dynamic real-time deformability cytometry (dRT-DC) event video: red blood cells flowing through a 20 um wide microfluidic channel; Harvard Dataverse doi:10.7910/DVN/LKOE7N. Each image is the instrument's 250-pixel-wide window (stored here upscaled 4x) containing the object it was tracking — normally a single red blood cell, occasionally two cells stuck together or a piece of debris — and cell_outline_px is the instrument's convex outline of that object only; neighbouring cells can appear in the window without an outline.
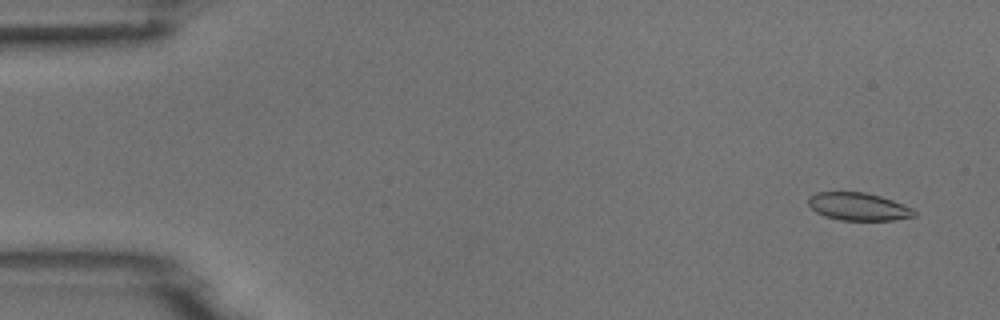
{"species": "common noctule bat (a hibernating species)", "species_latin": "Nyctalus noctula", "temperature_condition": "room temperature", "stored_images_in_passage": 8, "camera_frame_rate_fps": 3000, "um_per_image_px": 0.085, "animal": {"sex": "male", "body_mass_g": 18.8}, "frame": {"image": 1, "passage_image": 1, "time_ms": 0.0, "image_size_px": [1000, 320], "cell_outline_px": [[916, 216], [892, 220], [840, 220], [824, 216], [816, 212], [808, 204], [808, 196], [816, 192], [864, 192], [880, 196], [892, 200], [912, 208], [916, 212]], "centroid_in_image_um": [72.94, 17.56], "position_along_channel_um": 12.1, "area_um2": 17.11}}
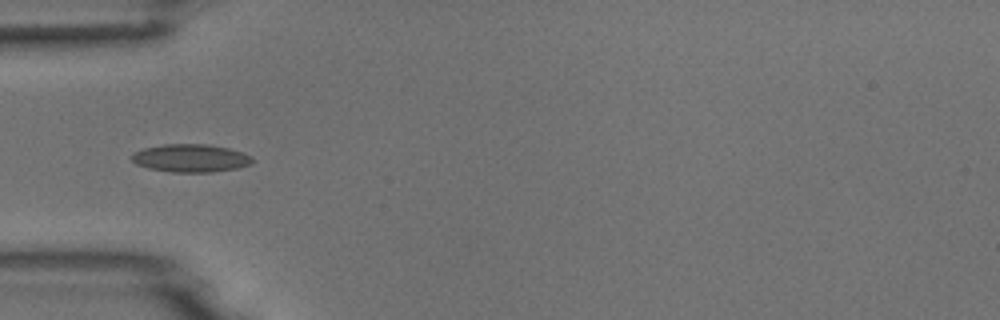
{"frame": {"image": 2, "passage_image": 5, "time_ms": 4.667, "image_size_px": [1000, 320], "cell_outline_px": [[256, 160], [252, 164], [236, 168], [212, 172], [172, 172], [148, 168], [136, 164], [132, 160], [132, 152], [144, 148], [164, 144], [208, 144], [228, 148], [252, 156]], "centroid_in_image_um": [16.22, 13.44], "position_along_channel_um": 68.8, "area_um2": 19.71}}